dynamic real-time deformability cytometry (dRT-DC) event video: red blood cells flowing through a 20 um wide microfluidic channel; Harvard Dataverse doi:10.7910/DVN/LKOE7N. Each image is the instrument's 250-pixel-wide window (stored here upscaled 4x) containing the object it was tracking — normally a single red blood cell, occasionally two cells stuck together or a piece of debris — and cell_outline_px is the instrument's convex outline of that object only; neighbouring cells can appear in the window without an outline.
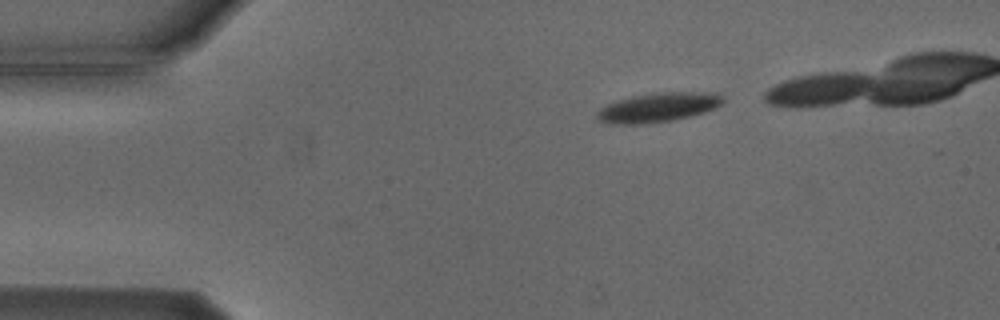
{"species": "Egyptian fruit bat (a non-hibernating species)", "species_latin": "Rousettus aegyptiacus", "temperature_condition": "cold", "stored_images_in_passage": 6, "camera_frame_rate_fps": 3000, "um_per_image_px": 0.085, "animal": {"sex": "male"}, "frame": {"image": 1, "passage_image": 1, "time_ms": 0.0, "image_size_px": [1000, 320], "cell_outline_px": [[724, 104], [716, 108], [704, 112], [672, 120], [644, 124], [604, 124], [596, 116], [596, 112], [600, 108], [616, 100], [632, 96], [656, 92], [716, 92], [724, 96]], "centroid_in_image_um": [55.96, 9.12], "position_along_channel_um": 29.0, "area_um2": 21.79}}